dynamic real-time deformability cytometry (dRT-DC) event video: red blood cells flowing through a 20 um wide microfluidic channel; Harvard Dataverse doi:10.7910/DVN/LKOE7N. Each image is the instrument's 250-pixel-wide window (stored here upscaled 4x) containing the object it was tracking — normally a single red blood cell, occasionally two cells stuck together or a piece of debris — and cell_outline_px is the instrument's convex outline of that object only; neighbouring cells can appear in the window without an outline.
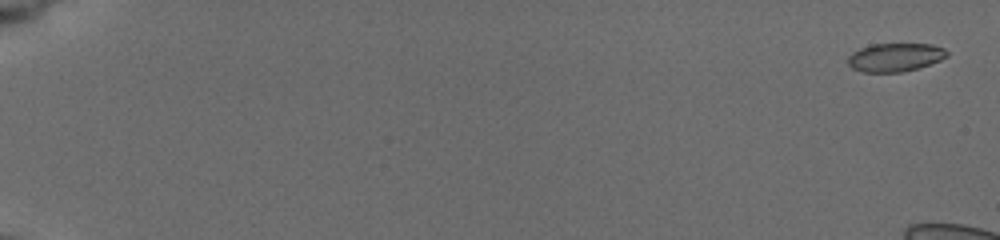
{"species": "common noctule bat (a hibernating species)", "species_latin": "Nyctalus noctula", "temperature_condition": "cold", "stored_images_in_passage": 8, "camera_frame_rate_fps": 3000, "um_per_image_px": 0.085, "animal": {"sex": "female", "body_mass_g": 19.5, "forearm_length_mm": 54.1}, "frame": {"image": 1, "passage_image": 1, "time_ms": 0.0, "image_size_px": [1000, 240], "cell_outline_px": [[948, 56], [940, 60], [916, 68], [900, 72], [864, 72], [852, 68], [848, 64], [848, 56], [852, 52], [860, 48], [872, 44], [932, 44], [944, 48], [948, 52]], "centroid_in_image_um": [76.07, 4.86], "position_along_channel_um": 8.9, "area_um2": 16.3}}